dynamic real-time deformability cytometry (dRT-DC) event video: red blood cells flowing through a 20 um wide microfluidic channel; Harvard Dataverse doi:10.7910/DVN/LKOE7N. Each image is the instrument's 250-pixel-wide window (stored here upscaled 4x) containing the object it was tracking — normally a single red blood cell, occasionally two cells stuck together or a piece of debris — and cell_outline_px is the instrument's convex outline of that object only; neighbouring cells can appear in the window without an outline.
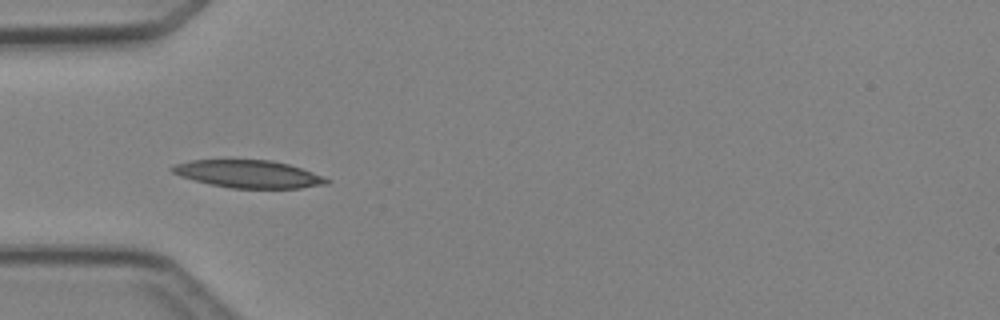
{"species": "Egyptian fruit bat (a non-hibernating species)", "species_latin": "Rousettus aegyptiacus", "temperature_condition": "cold", "stored_images_in_passage": 5, "camera_frame_rate_fps": 3000, "um_per_image_px": 0.085, "animal": {"sex": "female"}, "frame": {"image": 1, "passage_image": 4, "time_ms": 3.667, "image_size_px": [1000, 320], "cell_outline_px": [[332, 180], [328, 184], [300, 188], [232, 188], [212, 184], [180, 176], [172, 172], [168, 168], [176, 164], [192, 160], [272, 160], [288, 164], [324, 176]], "centroid_in_image_um": [21.16, 14.79], "position_along_channel_um": 63.8, "area_um2": 24.68}}
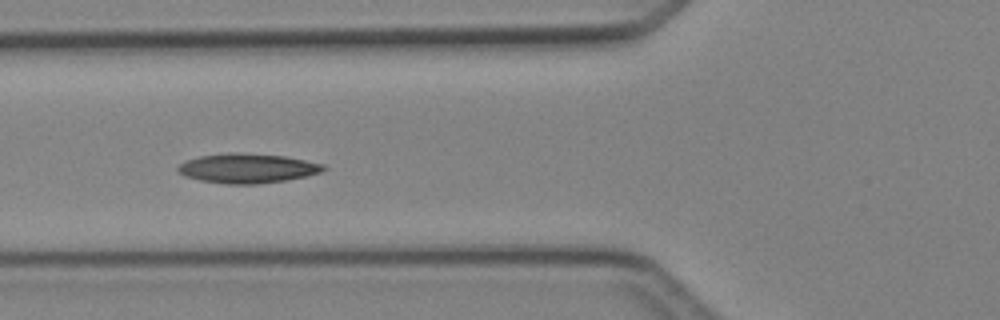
{"frame": {"image": 2, "passage_image": 5, "time_ms": 4.667, "image_size_px": [1000, 320], "cell_outline_px": [[328, 168], [320, 172], [304, 176], [284, 180], [256, 184], [228, 184], [200, 180], [184, 176], [176, 168], [180, 164], [188, 160], [200, 156], [228, 152], [240, 152], [284, 156], [324, 164]], "centroid_in_image_um": [21.02, 14.29], "position_along_channel_um": 104.8, "area_um2": 24.85}}